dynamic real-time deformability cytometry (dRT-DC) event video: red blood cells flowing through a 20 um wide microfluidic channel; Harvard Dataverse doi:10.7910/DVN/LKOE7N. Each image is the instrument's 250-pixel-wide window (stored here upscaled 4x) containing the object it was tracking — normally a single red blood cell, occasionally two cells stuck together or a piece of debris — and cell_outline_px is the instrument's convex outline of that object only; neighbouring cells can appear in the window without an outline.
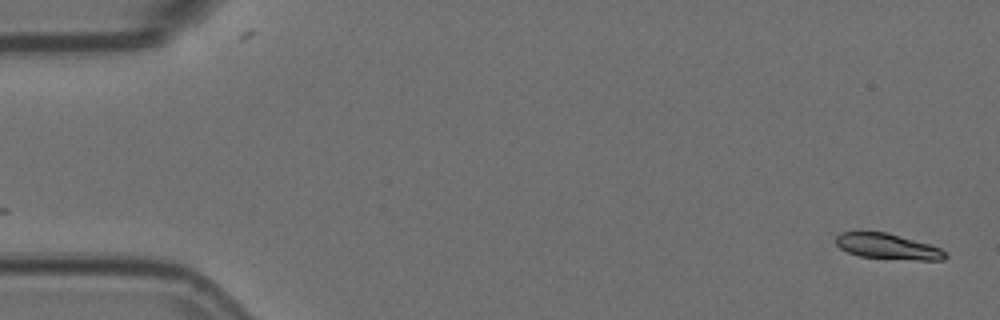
{"species": "Egyptian fruit bat (a non-hibernating species)", "species_latin": "Rousettus aegyptiacus", "temperature_condition": "room temperature", "stored_images_in_passage": 2, "camera_frame_rate_fps": 3000, "um_per_image_px": 0.085, "animal": {"sex": "female"}, "frame": {"image": 1, "passage_image": 2, "time_ms": 0.333, "image_size_px": [1000, 320], "cell_outline_px": [[948, 256], [944, 260], [916, 260], [860, 256], [848, 252], [840, 248], [836, 244], [836, 236], [840, 232], [888, 232], [928, 244], [940, 248]], "centroid_in_image_um": [75.45, 20.94], "position_along_channel_um": 9.6, "area_um2": 16.13}}